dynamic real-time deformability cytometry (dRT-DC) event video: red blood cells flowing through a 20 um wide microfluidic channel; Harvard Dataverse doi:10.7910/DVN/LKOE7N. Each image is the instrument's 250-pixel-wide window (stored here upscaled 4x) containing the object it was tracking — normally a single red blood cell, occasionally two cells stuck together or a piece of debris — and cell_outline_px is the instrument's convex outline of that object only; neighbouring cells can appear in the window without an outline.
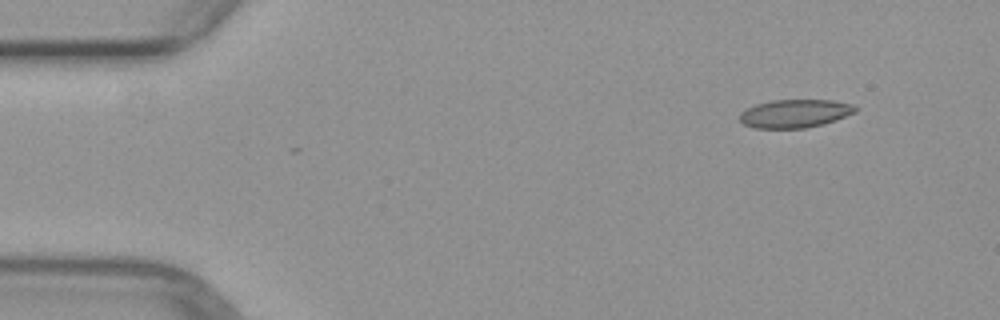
{"species": "common noctule bat (a hibernating species)", "species_latin": "Nyctalus noctula", "temperature_condition": "warm", "stored_images_in_passage": 3, "camera_frame_rate_fps": 3000, "um_per_image_px": 0.085, "animal": {"sex": "female", "body_mass_g": 29.2, "forearm_length_mm": 56.3}, "frame": {"image": 1, "passage_image": 1, "time_ms": 0.0, "image_size_px": [1000, 320], "cell_outline_px": [[856, 112], [836, 120], [824, 124], [804, 128], [752, 128], [744, 124], [740, 120], [740, 112], [756, 104], [772, 100], [832, 100], [852, 104], [856, 108]], "centroid_in_image_um": [67.56, 9.65], "position_along_channel_um": 17.4, "area_um2": 19.02}}
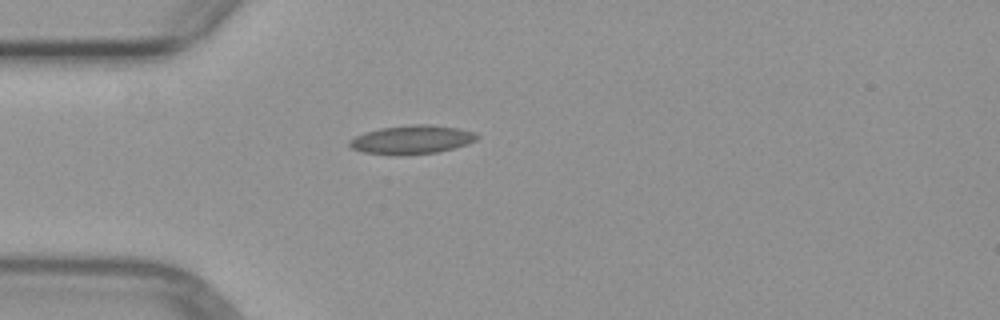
{"frame": {"image": 2, "passage_image": 3, "time_ms": 3.0, "image_size_px": [1000, 320], "cell_outline_px": [[480, 136], [476, 140], [468, 144], [436, 152], [400, 156], [392, 156], [364, 152], [352, 148], [348, 144], [356, 136], [380, 128], [416, 124], [428, 124], [456, 128], [476, 132]], "centroid_in_image_um": [35.04, 11.88], "position_along_channel_um": 50.0, "area_um2": 21.21}}